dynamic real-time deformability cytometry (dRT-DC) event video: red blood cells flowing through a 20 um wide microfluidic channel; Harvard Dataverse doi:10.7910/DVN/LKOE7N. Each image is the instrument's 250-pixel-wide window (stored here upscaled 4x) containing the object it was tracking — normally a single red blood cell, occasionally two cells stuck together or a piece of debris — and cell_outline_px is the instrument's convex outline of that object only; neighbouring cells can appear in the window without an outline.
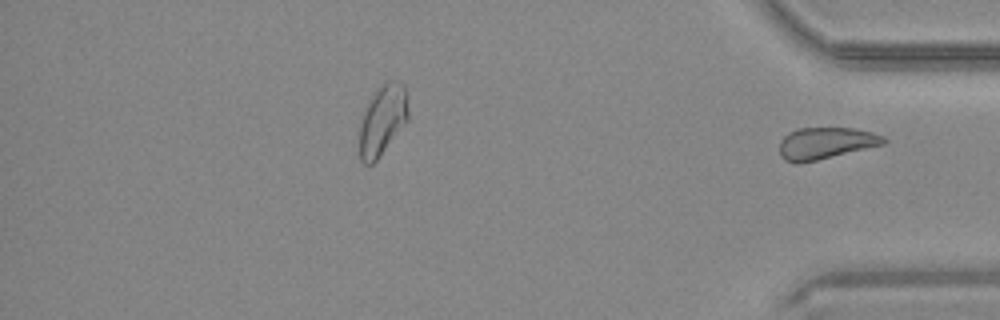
{"species": "common noctule bat (a hibernating species)", "species_latin": "Nyctalus noctula", "temperature_condition": "warm", "stored_images_in_passage": 41, "segment_of_instrument_passage": [2, 2], "camera_frame_rate_fps": 3000, "um_per_image_px": 0.085, "animal": {"sex": "male", "body_mass_g": 20.4}, "frame": {"image": 1, "passage_image": 41, "time_ms": 13.333, "image_size_px": [1000, 320], "cell_outline_px": [[888, 140], [884, 144], [816, 160], [796, 164], [784, 160], [780, 156], [780, 140], [788, 132], [796, 128], [856, 128], [872, 132], [884, 136]], "centroid_in_image_um": [70.16, 12.16], "position_along_channel_um": 365.0, "area_um2": 19.31}}